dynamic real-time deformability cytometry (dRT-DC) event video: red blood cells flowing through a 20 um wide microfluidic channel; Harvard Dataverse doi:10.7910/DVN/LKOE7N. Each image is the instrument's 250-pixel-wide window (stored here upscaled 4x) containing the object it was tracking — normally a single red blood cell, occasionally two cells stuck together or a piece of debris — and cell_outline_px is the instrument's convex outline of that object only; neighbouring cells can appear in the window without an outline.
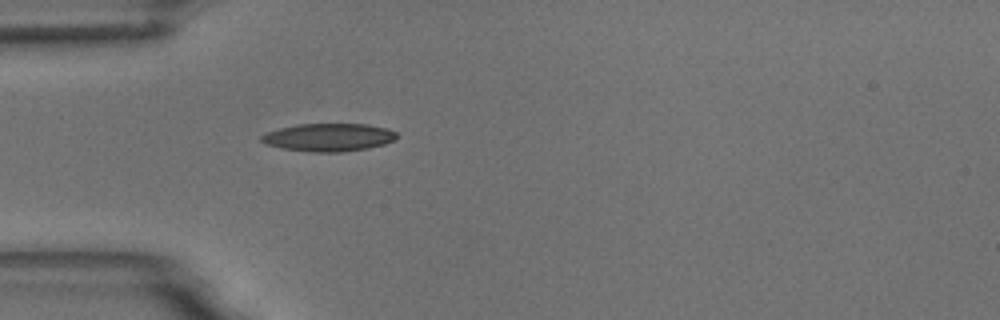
{"species": "common noctule bat (a hibernating species)", "species_latin": "Nyctalus noctula", "temperature_condition": "room temperature", "stored_images_in_passage": 39, "camera_frame_rate_fps": 3000, "um_per_image_px": 0.085, "animal": {"sex": "male", "body_mass_g": 18.8}, "frame": {"image": 1, "passage_image": 1, "time_ms": 0.0, "image_size_px": [1000, 320], "cell_outline_px": [[400, 136], [396, 140], [384, 144], [368, 148], [340, 152], [312, 152], [280, 148], [268, 144], [260, 140], [260, 136], [268, 132], [280, 128], [296, 124], [368, 124], [388, 128], [396, 132]], "centroid_in_image_um": [27.99, 11.67], "position_along_channel_um": 57.0, "area_um2": 22.14}}
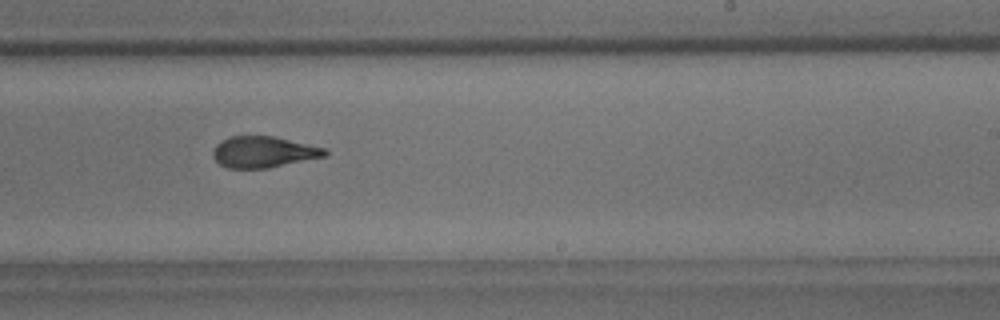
{"frame": {"image": 2, "passage_image": 18, "time_ms": 5.667, "image_size_px": [1000, 320], "cell_outline_px": [[328, 156], [268, 168], [228, 168], [220, 164], [212, 156], [212, 152], [216, 144], [228, 136], [272, 136], [328, 148]], "centroid_in_image_um": [22.42, 12.92], "position_along_channel_um": 266.6, "area_um2": 20.52}}
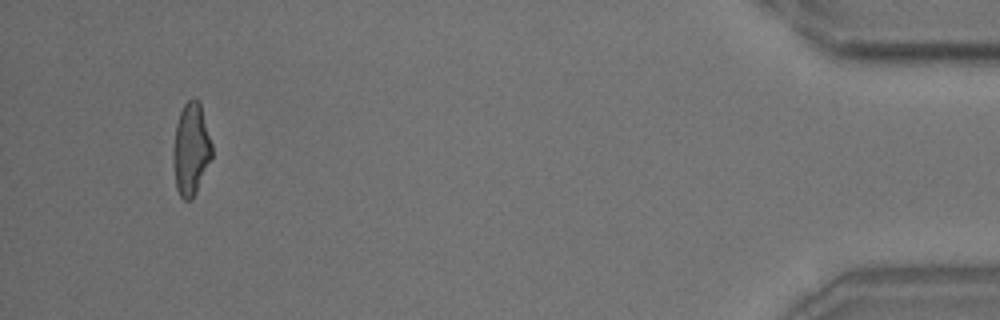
{"frame": {"image": 3, "passage_image": 36, "time_ms": 11.667, "image_size_px": [1000, 320], "cell_outline_px": [[212, 156], [196, 192], [192, 200], [184, 200], [180, 196], [176, 188], [172, 156], [172, 152], [176, 124], [180, 112], [184, 104], [192, 96], [196, 96], [200, 100], [212, 144]], "centroid_in_image_um": [16.23, 12.63], "position_along_channel_um": 419.0, "area_um2": 21.1}, "authors_computed_cell_mechanics": {"area_um2": 21.097, "velocity_mm_per_s": 3.7715, "shape_relaxation_time_tau1_ms": 6.8803, "shape_relaxation_time_tau2_ms": 2.2089, "deformation_change_tau1": 0.2111, "deformation_change_tau2": 0.1035}}